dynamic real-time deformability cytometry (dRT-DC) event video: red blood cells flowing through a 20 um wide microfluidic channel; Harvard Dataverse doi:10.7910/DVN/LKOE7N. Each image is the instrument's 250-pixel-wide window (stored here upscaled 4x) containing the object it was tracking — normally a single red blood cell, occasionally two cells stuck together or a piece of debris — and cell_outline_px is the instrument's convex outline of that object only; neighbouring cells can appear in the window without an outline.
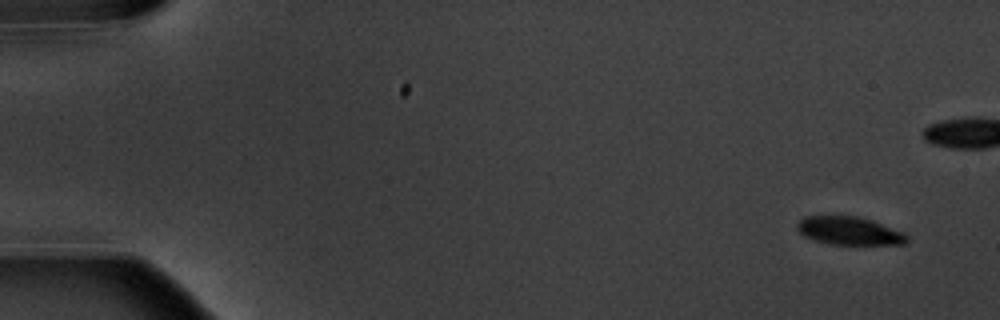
{"species": "common noctule bat (a hibernating species)", "species_latin": "Nyctalus noctula", "temperature_condition": "warm", "stored_images_in_passage": 7, "camera_frame_rate_fps": 3000, "um_per_image_px": 0.085, "animal": {"sex": "male", "body_mass_g": 20.1, "forearm_length_mm": 53.5}, "frame": {"image": 1, "passage_image": 1, "time_ms": 0.0, "image_size_px": [1000, 320], "cell_outline_px": [[908, 244], [832, 244], [816, 240], [804, 236], [796, 228], [796, 224], [804, 216], [856, 216], [872, 220], [904, 232], [908, 236]], "centroid_in_image_um": [72.21, 19.61], "position_along_channel_um": 12.8, "area_um2": 17.92}}